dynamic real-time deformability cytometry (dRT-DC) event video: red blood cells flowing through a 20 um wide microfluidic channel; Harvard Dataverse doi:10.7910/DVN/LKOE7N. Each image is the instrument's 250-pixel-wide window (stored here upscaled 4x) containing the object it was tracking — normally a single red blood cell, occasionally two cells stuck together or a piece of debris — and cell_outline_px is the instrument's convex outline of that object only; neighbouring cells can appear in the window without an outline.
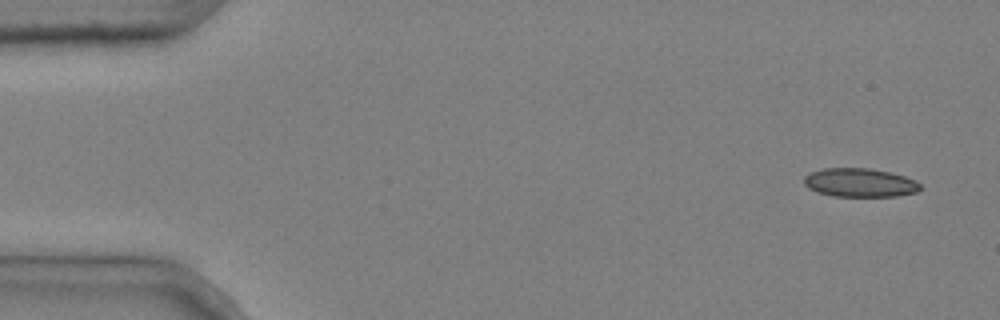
{"species": "common noctule bat (a hibernating species)", "species_latin": "Nyctalus noctula", "temperature_condition": "cold", "stored_images_in_passage": 6, "camera_frame_rate_fps": 3000, "um_per_image_px": 0.085, "animal": {"sex": "male", "body_mass_g": 20.4}, "frame": {"image": 1, "passage_image": 1, "time_ms": 0.0, "image_size_px": [1000, 320], "cell_outline_px": [[924, 188], [916, 192], [896, 196], [832, 196], [816, 192], [808, 188], [804, 184], [804, 176], [808, 172], [824, 168], [868, 168], [888, 172], [904, 176], [916, 180]], "centroid_in_image_um": [73.07, 15.52], "position_along_channel_um": 11.9, "area_um2": 19.59}}
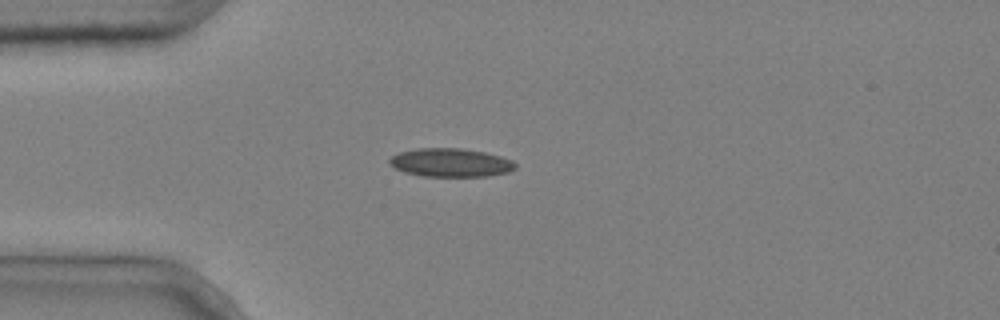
{"frame": {"image": 2, "passage_image": 4, "time_ms": 1.0, "image_size_px": [1000, 320], "cell_outline_px": [[516, 168], [508, 172], [488, 176], [424, 176], [404, 172], [396, 168], [388, 160], [392, 156], [400, 152], [416, 148], [460, 148], [484, 152], [500, 156], [512, 160], [516, 164]], "centroid_in_image_um": [38.32, 13.82], "position_along_channel_um": 46.7, "area_um2": 20.75}}